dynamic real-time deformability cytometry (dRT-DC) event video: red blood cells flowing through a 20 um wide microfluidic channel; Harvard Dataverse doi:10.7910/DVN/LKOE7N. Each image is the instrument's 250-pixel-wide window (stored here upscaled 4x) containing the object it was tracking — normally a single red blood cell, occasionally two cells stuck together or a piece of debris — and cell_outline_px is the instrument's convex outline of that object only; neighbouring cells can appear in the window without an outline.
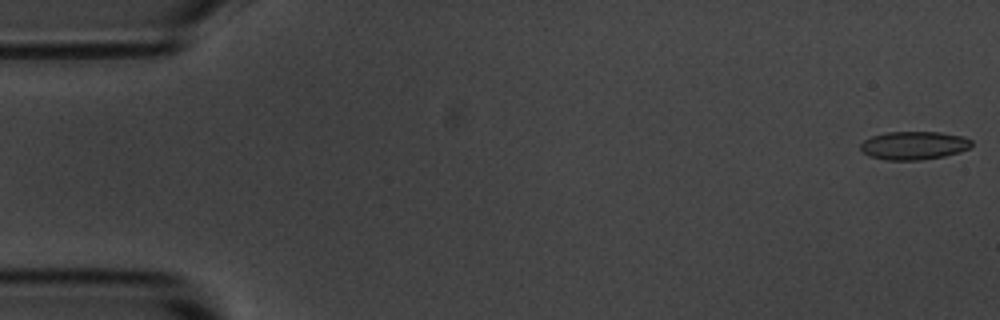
{"species": "common noctule bat (a hibernating species)", "species_latin": "Nyctalus noctula", "temperature_condition": "room temperature", "stored_images_in_passage": 14, "camera_frame_rate_fps": 3000, "um_per_image_px": 0.085, "animal": {"sex": "male", "body_mass_g": 20.1, "forearm_length_mm": 53.5}, "frame": {"image": 1, "passage_image": 1, "time_ms": 0.0, "image_size_px": [1000, 320], "cell_outline_px": [[972, 144], [968, 148], [960, 152], [944, 156], [924, 160], [884, 160], [868, 156], [860, 148], [860, 144], [864, 140], [872, 136], [884, 132], [940, 132], [964, 136], [972, 140]], "centroid_in_image_um": [77.68, 12.36], "position_along_channel_um": 7.3, "area_um2": 18.5}}